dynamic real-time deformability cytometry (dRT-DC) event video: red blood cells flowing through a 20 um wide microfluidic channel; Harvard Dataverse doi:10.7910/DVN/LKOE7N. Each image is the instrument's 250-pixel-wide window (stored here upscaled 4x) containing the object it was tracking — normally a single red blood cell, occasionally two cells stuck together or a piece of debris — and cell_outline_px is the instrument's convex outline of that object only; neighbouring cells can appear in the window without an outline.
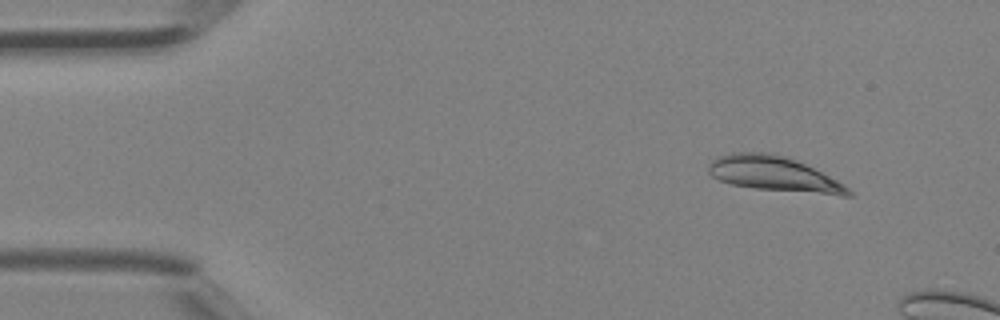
{"species": "Egyptian fruit bat (a non-hibernating species)", "species_latin": "Rousettus aegyptiacus", "temperature_condition": "room temperature", "stored_images_in_passage": 35, "camera_frame_rate_fps": 3000, "um_per_image_px": 0.085, "animal": {"sex": "female"}, "frame": {"image": 1, "passage_image": 3, "time_ms": 0.667, "image_size_px": [1000, 320], "cell_outline_px": [[852, 196], [840, 196], [756, 188], [732, 184], [720, 180], [712, 176], [708, 172], [708, 164], [716, 156], [732, 152], [772, 152], [788, 156], [844, 184], [852, 192]], "centroid_in_image_um": [65.76, 14.77], "position_along_channel_um": 19.2, "area_um2": 28.44}}
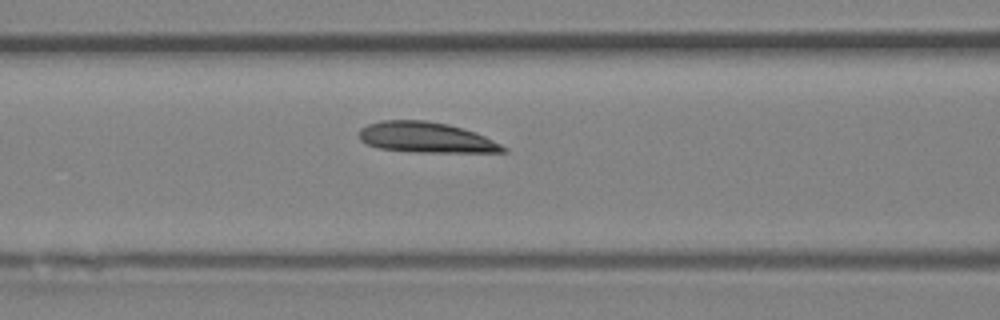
{"frame": {"image": 2, "passage_image": 15, "time_ms": 4.667, "image_size_px": [1000, 320], "cell_outline_px": [[508, 152], [412, 152], [376, 148], [360, 140], [360, 128], [368, 124], [380, 120], [424, 120], [448, 124], [476, 132], [508, 148]], "centroid_in_image_um": [36.2, 11.69], "position_along_channel_um": 130.4, "area_um2": 25.66}}
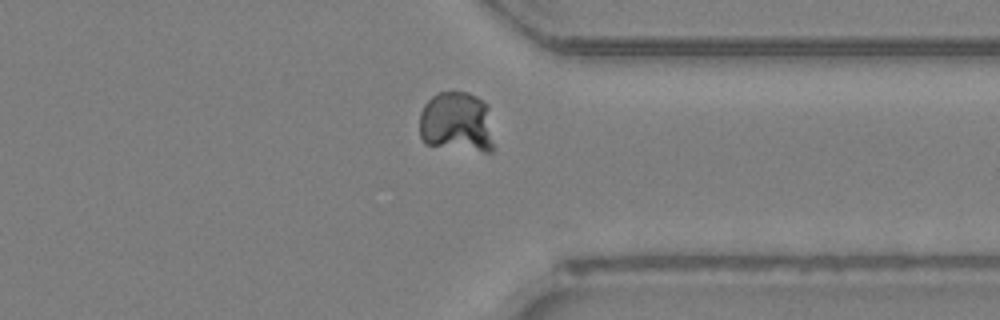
{"frame": {"image": 3, "passage_image": 30, "time_ms": 9.667, "image_size_px": [1000, 320], "cell_outline_px": [[496, 148], [492, 152], [484, 152], [424, 144], [420, 136], [420, 112], [424, 104], [432, 96], [440, 92], [468, 92], [484, 100], [488, 104]], "centroid_in_image_um": [38.87, 10.4], "position_along_channel_um": 372.5, "area_um2": 27.05}}